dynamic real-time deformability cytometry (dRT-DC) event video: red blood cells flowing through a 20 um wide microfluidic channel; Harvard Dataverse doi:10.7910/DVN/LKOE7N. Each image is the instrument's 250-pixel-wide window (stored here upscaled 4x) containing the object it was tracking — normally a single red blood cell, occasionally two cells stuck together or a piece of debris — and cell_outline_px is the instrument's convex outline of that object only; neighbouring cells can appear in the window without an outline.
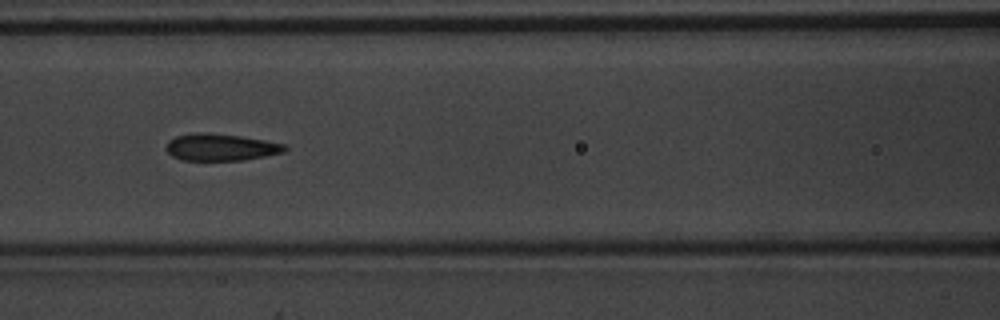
{"species": "common noctule bat (a hibernating species)", "species_latin": "Nyctalus noctula", "temperature_condition": "warm", "stored_images_in_passage": 9, "camera_frame_rate_fps": 3000, "um_per_image_px": 0.085, "animal": {"sex": "male", "body_mass_g": 20.1, "forearm_length_mm": 53.5}, "frame": {"image": 1, "passage_image": 6, "time_ms": 1.667, "image_size_px": [1000, 320], "cell_outline_px": [[288, 148], [284, 152], [244, 160], [180, 160], [172, 156], [164, 148], [168, 140], [176, 136], [192, 132], [208, 132], [240, 136], [264, 140], [284, 144]], "centroid_in_image_um": [18.71, 12.5], "position_along_channel_um": 147.9, "area_um2": 18.79}}
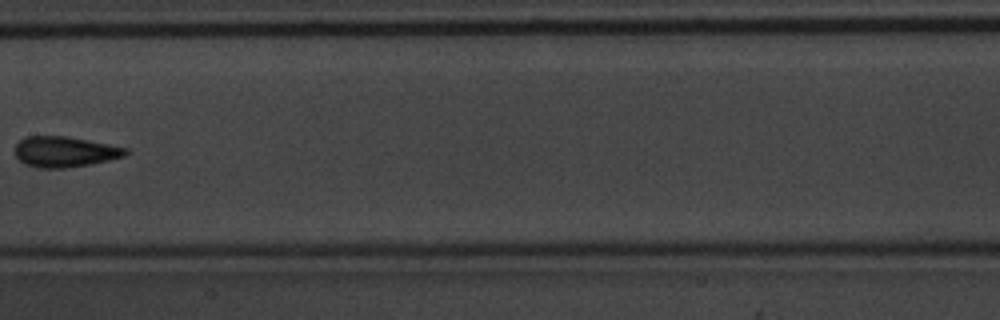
{"frame": {"image": 2, "passage_image": 7, "time_ms": 2.0, "image_size_px": [1000, 320], "cell_outline_px": [[128, 152], [124, 156], [108, 160], [88, 164], [64, 168], [40, 168], [24, 164], [16, 156], [16, 144], [24, 136], [68, 136], [128, 148]], "centroid_in_image_um": [5.48, 12.89], "position_along_channel_um": 201.9, "area_um2": 19.59}}